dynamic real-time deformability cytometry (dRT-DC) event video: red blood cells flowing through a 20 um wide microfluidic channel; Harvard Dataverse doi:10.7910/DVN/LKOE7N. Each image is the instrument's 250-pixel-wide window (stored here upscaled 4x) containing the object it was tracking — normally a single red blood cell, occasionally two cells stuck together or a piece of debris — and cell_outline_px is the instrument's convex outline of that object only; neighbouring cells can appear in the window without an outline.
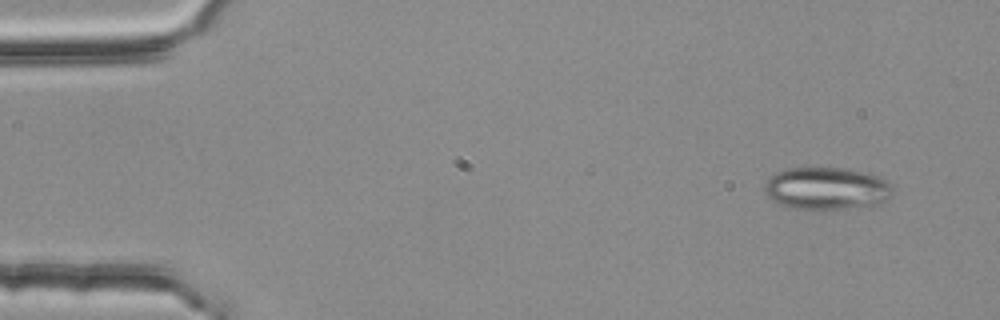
{"species": "common noctule bat (a hibernating species)", "species_latin": "Nyctalus noctula", "temperature_condition": "room temperature", "stored_images_in_passage": 4, "camera_frame_rate_fps": 3000, "um_per_image_px": 0.085, "animal": {"sex": "female", "body_mass_g": 25.1}, "frame": {"image": 1, "passage_image": 4, "time_ms": 1.0, "image_size_px": [1000, 320], "cell_outline_px": [[896, 192], [888, 200], [880, 204], [848, 208], [788, 208], [772, 200], [764, 192], [764, 184], [776, 172], [784, 168], [840, 168], [880, 176], [888, 180], [892, 184]], "centroid_in_image_um": [70.31, 16.01], "position_along_channel_um": 14.7, "area_um2": 31.79}}